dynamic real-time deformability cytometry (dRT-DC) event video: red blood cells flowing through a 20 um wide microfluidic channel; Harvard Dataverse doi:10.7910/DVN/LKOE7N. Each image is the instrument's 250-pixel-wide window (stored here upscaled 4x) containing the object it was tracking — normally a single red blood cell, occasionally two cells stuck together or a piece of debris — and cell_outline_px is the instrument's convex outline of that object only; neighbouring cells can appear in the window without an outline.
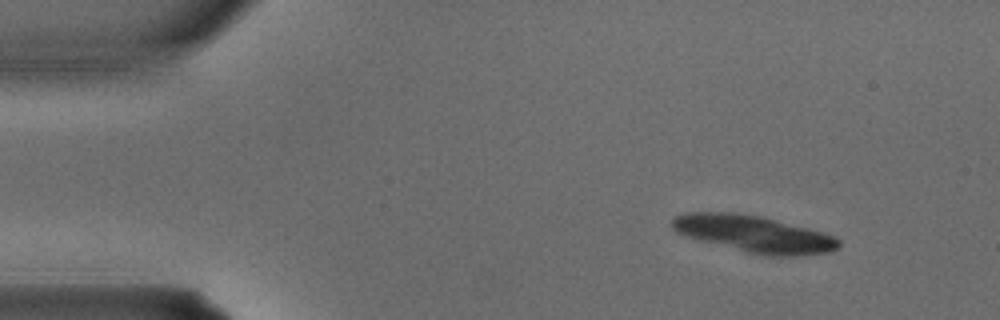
{"species": "common noctule bat (a hibernating species)", "species_latin": "Nyctalus noctula", "temperature_condition": "warm", "stored_images_in_passage": 3, "camera_frame_rate_fps": 3000, "um_per_image_px": 0.085, "animal": {"sex": "male", "body_mass_g": 15.6}, "frame": {"image": 1, "passage_image": 1, "time_ms": 0.0, "image_size_px": [1000, 320], "cell_outline_px": [[840, 244], [836, 248], [828, 252], [792, 256], [764, 256], [700, 240], [676, 232], [672, 228], [672, 220], [676, 216], [684, 212], [736, 212], [760, 216], [776, 220], [820, 232], [832, 236], [840, 240]], "centroid_in_image_um": [64.04, 19.87], "position_along_channel_um": 21.0, "area_um2": 35.14}}
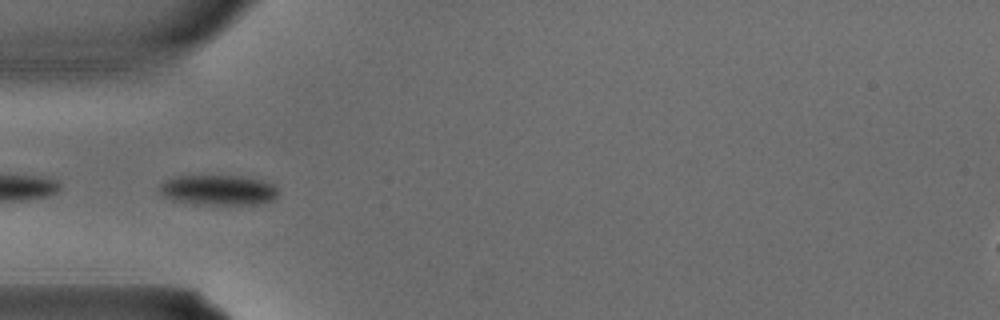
{"frame": {"image": 2, "passage_image": 3, "time_ms": 0.667, "image_size_px": [1000, 320], "cell_outline_px": [[280, 192], [276, 200], [260, 204], [192, 204], [172, 200], [164, 196], [160, 192], [160, 184], [164, 180], [176, 176], [244, 176], [276, 184]], "centroid_in_image_um": [18.61, 16.16], "position_along_channel_um": 66.4, "area_um2": 21.27}}